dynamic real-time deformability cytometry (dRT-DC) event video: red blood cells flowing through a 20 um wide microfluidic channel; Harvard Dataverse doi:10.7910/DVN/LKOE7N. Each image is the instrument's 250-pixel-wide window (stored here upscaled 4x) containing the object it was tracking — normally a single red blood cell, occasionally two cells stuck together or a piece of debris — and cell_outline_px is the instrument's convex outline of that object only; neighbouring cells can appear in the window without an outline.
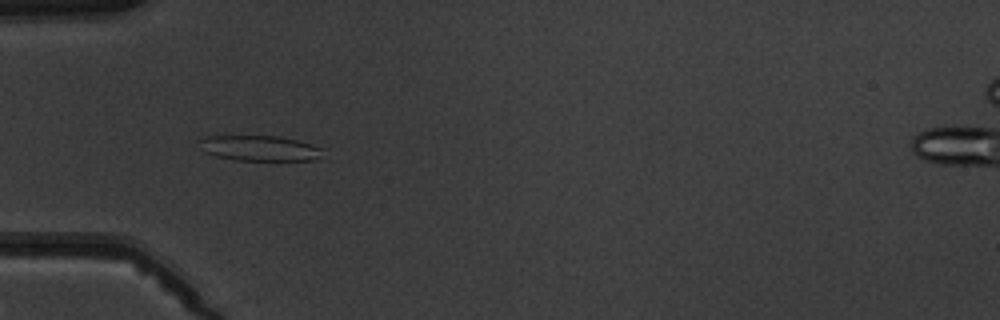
{"species": "common noctule bat (a hibernating species)", "species_latin": "Nyctalus noctula", "temperature_condition": "warm", "stored_images_in_passage": 2, "camera_frame_rate_fps": 3000, "um_per_image_px": 0.085, "animal": {"sex": "male", "body_mass_g": 19.5, "forearm_length_mm": 54.6}, "frame": {"image": 1, "passage_image": 1, "time_ms": 0.0, "image_size_px": [1000, 320], "cell_outline_px": [[324, 148], [316, 160], [236, 160], [216, 156], [204, 152], [196, 140], [204, 136], [280, 136], [296, 140]], "centroid_in_image_um": [22.01, 12.59], "position_along_channel_um": 63.0, "area_um2": 18.26}}
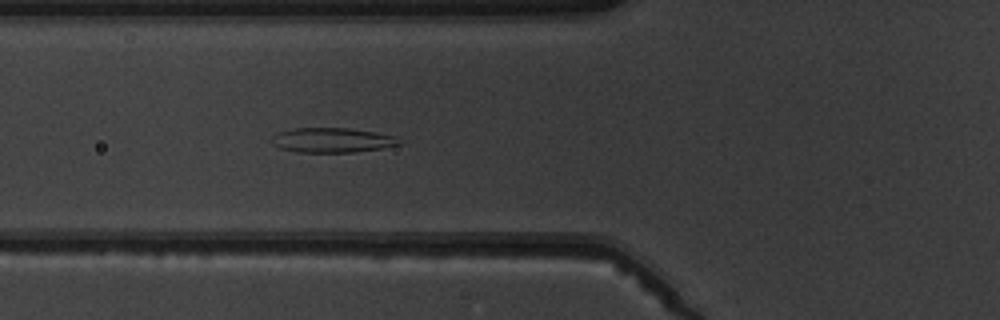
{"frame": {"image": 2, "passage_image": 2, "time_ms": 1.0, "image_size_px": [1000, 320], "cell_outline_px": [[404, 144], [356, 152], [296, 152], [280, 148], [272, 144], [272, 136], [280, 132], [292, 128], [348, 128], [376, 132], [392, 136]], "centroid_in_image_um": [28.21, 11.91], "position_along_channel_um": 97.6, "area_um2": 18.26}}